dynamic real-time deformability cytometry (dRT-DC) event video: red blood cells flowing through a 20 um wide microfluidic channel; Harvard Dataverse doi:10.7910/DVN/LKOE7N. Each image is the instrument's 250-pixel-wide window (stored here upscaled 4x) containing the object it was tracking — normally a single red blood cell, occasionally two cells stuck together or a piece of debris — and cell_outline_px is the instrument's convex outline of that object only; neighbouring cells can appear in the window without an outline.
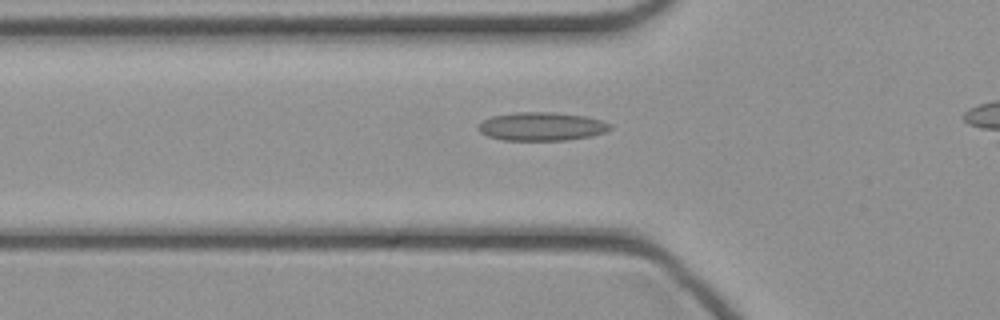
{"species": "common noctule bat (a hibernating species)", "species_latin": "Nyctalus noctula", "temperature_condition": "cold", "stored_images_in_passage": 35, "camera_frame_rate_fps": 3000, "um_per_image_px": 0.085, "animal": {"sex": "female", "body_mass_g": 21.9}, "frame": {"image": 1, "passage_image": 10, "time_ms": 3.0, "image_size_px": [1000, 320], "cell_outline_px": [[612, 128], [604, 132], [592, 136], [568, 140], [504, 140], [488, 136], [480, 132], [476, 128], [484, 120], [492, 116], [516, 112], [552, 112], [584, 116], [600, 120], [612, 124]], "centroid_in_image_um": [46.05, 10.75], "position_along_channel_um": 79.8, "area_um2": 21.79}}
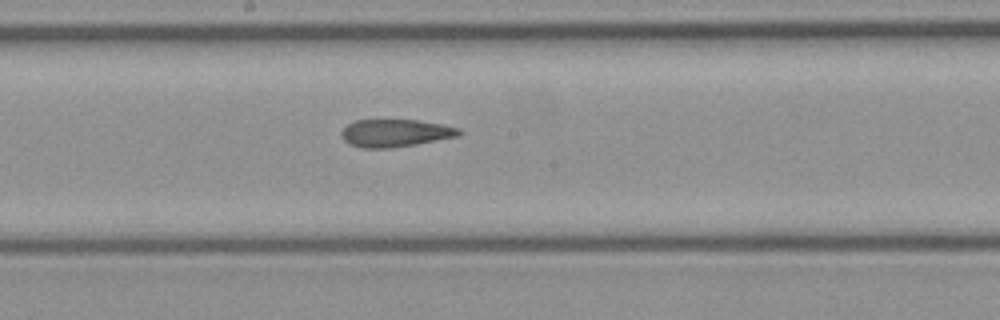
{"frame": {"image": 2, "passage_image": 19, "time_ms": 6.0, "image_size_px": [1000, 320], "cell_outline_px": [[464, 132], [460, 136], [416, 144], [392, 148], [360, 148], [348, 144], [340, 136], [340, 132], [348, 124], [356, 120], [420, 120], [444, 124], [460, 128]], "centroid_in_image_um": [33.63, 11.31], "position_along_channel_um": 214.6, "area_um2": 19.25}}
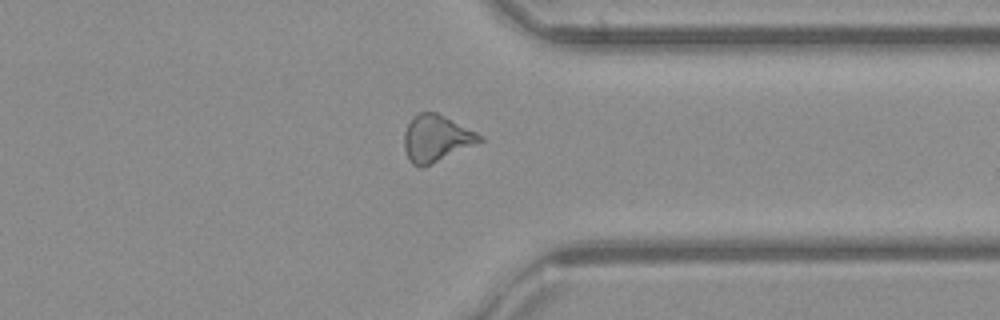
{"frame": {"image": 3, "passage_image": 30, "time_ms": 9.667, "image_size_px": [1000, 320], "cell_outline_px": [[484, 140], [476, 144], [424, 168], [420, 168], [412, 164], [408, 160], [404, 148], [404, 132], [412, 116], [420, 112], [436, 112], [484, 136]], "centroid_in_image_um": [37.06, 11.79], "position_along_channel_um": 374.3, "area_um2": 20.69}}